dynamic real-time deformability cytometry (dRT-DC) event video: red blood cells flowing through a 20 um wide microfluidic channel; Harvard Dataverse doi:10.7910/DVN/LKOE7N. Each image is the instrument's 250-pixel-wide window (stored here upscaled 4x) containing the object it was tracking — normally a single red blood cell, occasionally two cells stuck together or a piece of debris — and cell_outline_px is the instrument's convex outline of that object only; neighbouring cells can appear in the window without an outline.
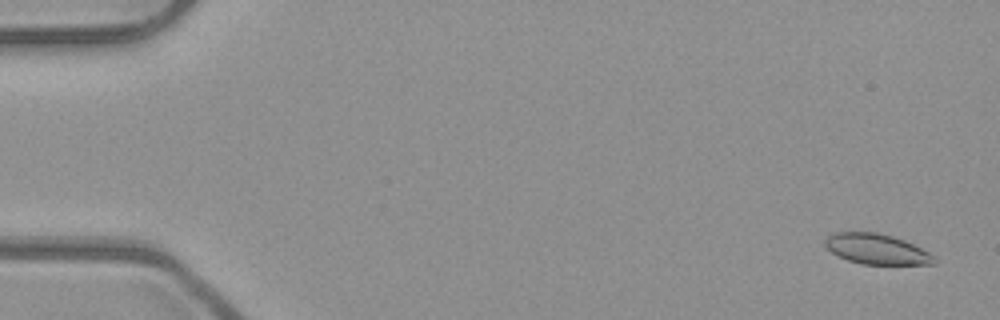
{"species": "common noctule bat (a hibernating species)", "species_latin": "Nyctalus noctula", "temperature_condition": "room temperature", "stored_images_in_passage": 5, "camera_frame_rate_fps": 3000, "um_per_image_px": 0.085, "animal": {"sex": "male", "body_mass_g": 23.1, "forearm_length_mm": 52.7}, "frame": {"image": 1, "passage_image": 1, "time_ms": 0.0, "image_size_px": [1000, 320], "cell_outline_px": [[936, 264], [860, 264], [848, 260], [832, 252], [824, 244], [824, 240], [828, 236], [836, 232], [876, 232], [892, 236], [904, 240], [936, 256]], "centroid_in_image_um": [74.52, 21.17], "position_along_channel_um": 10.5, "area_um2": 19.13}}
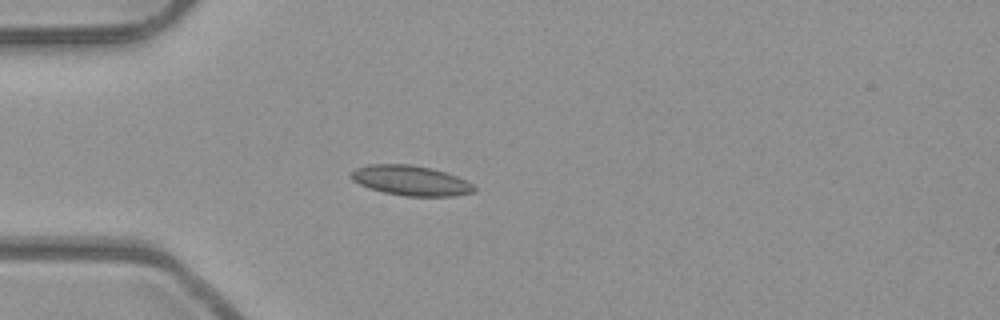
{"frame": {"image": 2, "passage_image": 4, "time_ms": 1.0, "image_size_px": [1000, 320], "cell_outline_px": [[476, 192], [456, 196], [404, 196], [384, 192], [360, 184], [352, 180], [348, 176], [348, 172], [356, 168], [368, 164], [412, 164], [432, 168], [456, 176], [472, 184], [476, 188]], "centroid_in_image_um": [34.89, 15.34], "position_along_channel_um": 50.1, "area_um2": 21.62}}